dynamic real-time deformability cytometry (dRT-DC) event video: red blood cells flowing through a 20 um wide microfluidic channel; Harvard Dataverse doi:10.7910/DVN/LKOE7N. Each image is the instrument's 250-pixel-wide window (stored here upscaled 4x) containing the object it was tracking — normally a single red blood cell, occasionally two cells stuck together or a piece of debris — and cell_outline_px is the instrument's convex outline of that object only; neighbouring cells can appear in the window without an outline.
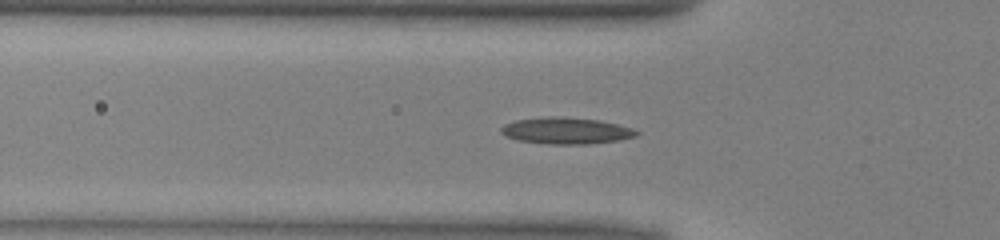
{"species": "common noctule bat (a hibernating species)", "species_latin": "Nyctalus noctula", "temperature_condition": "warm", "stored_images_in_passage": 46, "camera_frame_rate_fps": 3000, "um_per_image_px": 0.085, "animal": {"sex": "male", "body_mass_g": 13.0, "forearm_length_mm": 53.1}, "frame": {"image": 1, "passage_image": 11, "time_ms": 3.333, "image_size_px": [1000, 240], "cell_outline_px": [[640, 132], [636, 136], [620, 140], [588, 144], [548, 144], [516, 140], [504, 136], [500, 132], [500, 128], [504, 124], [516, 120], [544, 116], [560, 116], [600, 120], [632, 128]], "centroid_in_image_um": [48.08, 11.11], "position_along_channel_um": 77.7, "area_um2": 21.15}}
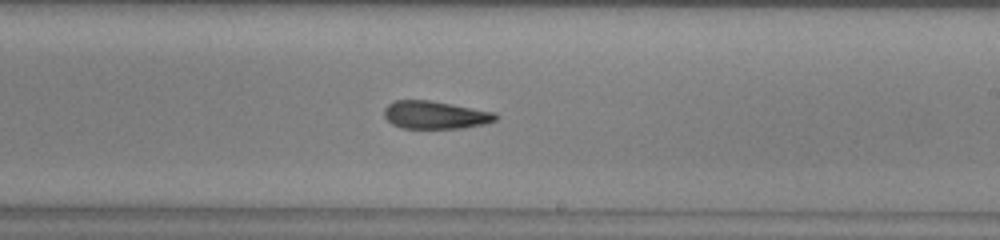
{"frame": {"image": 2, "passage_image": 24, "time_ms": 7.667, "image_size_px": [1000, 240], "cell_outline_px": [[500, 116], [496, 120], [484, 124], [464, 128], [404, 128], [392, 124], [384, 116], [384, 108], [392, 100], [428, 100], [452, 104], [496, 112]], "centroid_in_image_um": [37.01, 9.76], "position_along_channel_um": 252.0, "area_um2": 18.21}}
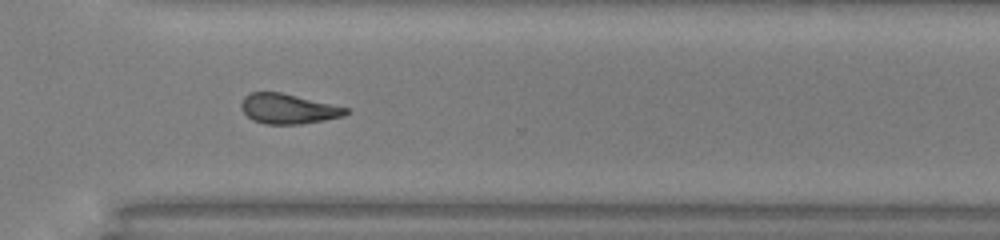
{"frame": {"image": 3, "passage_image": 31, "time_ms": 10.0, "image_size_px": [1000, 240], "cell_outline_px": [[348, 112], [344, 116], [324, 120], [300, 124], [264, 124], [252, 120], [240, 108], [240, 104], [244, 96], [252, 92], [280, 92], [348, 108]], "centroid_in_image_um": [24.45, 9.25], "position_along_channel_um": 346.1, "area_um2": 18.15}, "authors_computed_cell_mechanics": {"area_um2": 18.785, "velocity_mm_per_s": 4.0231, "shape_relaxation_time_tau1_ms": null, "shape_relaxation_time_tau2_ms": 6.8085, "deformation_change_tau1": null, "deformation_change_tau2": 0.178}}